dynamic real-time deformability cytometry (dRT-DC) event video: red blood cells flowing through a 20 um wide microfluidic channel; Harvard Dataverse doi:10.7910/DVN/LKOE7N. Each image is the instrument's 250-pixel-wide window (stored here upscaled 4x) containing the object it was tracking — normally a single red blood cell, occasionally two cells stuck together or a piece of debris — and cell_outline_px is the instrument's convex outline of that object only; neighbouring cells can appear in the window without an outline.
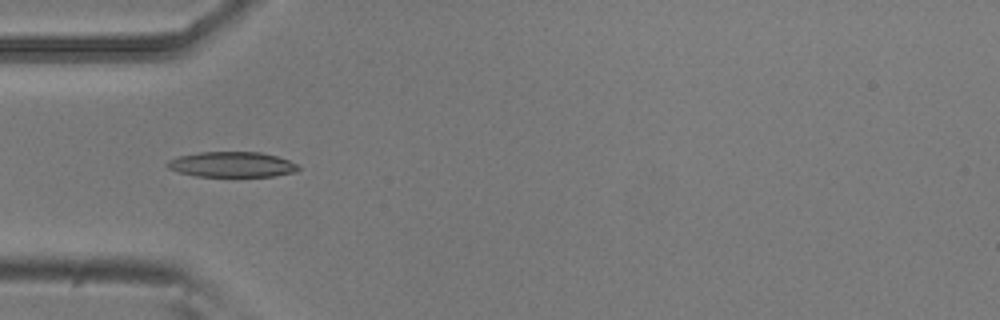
{"species": "common noctule bat (a hibernating species)", "species_latin": "Nyctalus noctula", "temperature_condition": "room temperature", "stored_images_in_passage": 40, "camera_frame_rate_fps": 3000, "um_per_image_px": 0.085, "animal": {"sex": "male", "body_mass_g": 20.5, "forearm_length_mm": 52.5}, "frame": {"image": 1, "passage_image": 16, "time_ms": 5.0, "image_size_px": [1000, 320], "cell_outline_px": [[300, 168], [296, 172], [276, 176], [196, 176], [180, 172], [168, 168], [164, 164], [168, 160], [180, 156], [200, 152], [260, 152], [276, 156], [300, 164]], "centroid_in_image_um": [19.75, 13.98], "position_along_channel_um": 65.3, "area_um2": 19.36}}
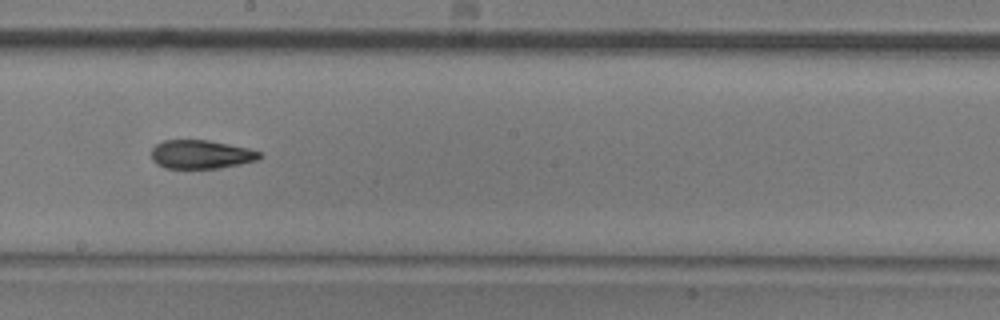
{"frame": {"image": 2, "passage_image": 29, "time_ms": 9.333, "image_size_px": [1000, 320], "cell_outline_px": [[264, 156], [256, 160], [240, 164], [220, 168], [164, 168], [156, 164], [152, 160], [152, 148], [156, 144], [164, 140], [208, 140], [248, 148], [260, 152]], "centroid_in_image_um": [17.08, 13.12], "position_along_channel_um": 231.1, "area_um2": 18.09}}
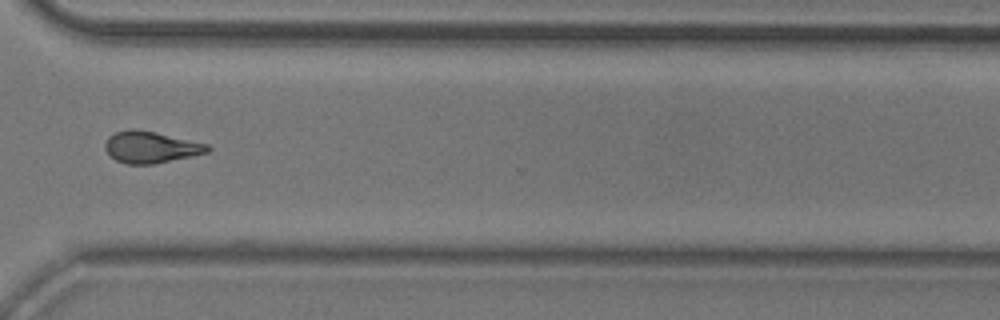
{"frame": {"image": 3, "passage_image": 39, "time_ms": 12.667, "image_size_px": [1000, 320], "cell_outline_px": [[212, 148], [208, 152], [152, 164], [128, 164], [116, 160], [104, 148], [104, 144], [108, 136], [116, 132], [132, 128], [136, 128], [156, 132], [208, 144]], "centroid_in_image_um": [12.8, 12.49], "position_along_channel_um": 357.8, "area_um2": 18.73}}